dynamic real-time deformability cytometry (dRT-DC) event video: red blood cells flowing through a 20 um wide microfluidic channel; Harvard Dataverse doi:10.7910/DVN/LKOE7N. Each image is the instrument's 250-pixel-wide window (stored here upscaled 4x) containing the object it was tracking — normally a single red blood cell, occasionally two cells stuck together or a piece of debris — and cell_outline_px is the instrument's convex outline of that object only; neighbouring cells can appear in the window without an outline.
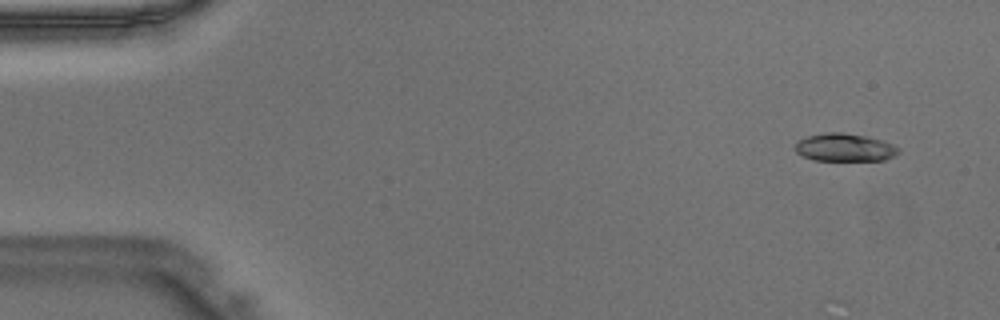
{"species": "Egyptian fruit bat (a non-hibernating species)", "species_latin": "Rousettus aegyptiacus", "temperature_condition": "warm", "stored_images_in_passage": 16, "camera_frame_rate_fps": 3000, "um_per_image_px": 0.085, "animal": {"sex": "male"}, "frame": {"image": 1, "passage_image": 1, "time_ms": 0.0, "image_size_px": [1000, 320], "cell_outline_px": [[900, 152], [884, 160], [816, 160], [804, 156], [796, 152], [796, 140], [808, 136], [824, 132], [840, 132], [864, 136], [880, 140], [892, 144], [900, 148]], "centroid_in_image_um": [71.78, 12.53], "position_along_channel_um": 13.2, "area_um2": 16.59}}
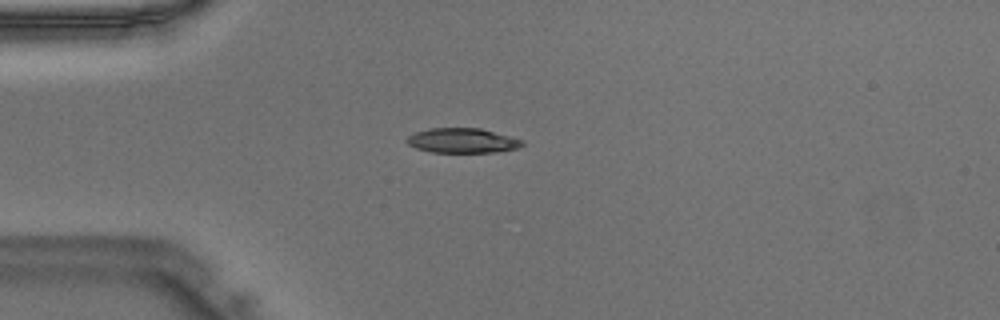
{"frame": {"image": 2, "passage_image": 10, "time_ms": 3.0, "image_size_px": [1000, 320], "cell_outline_px": [[524, 144], [516, 148], [496, 152], [432, 152], [416, 148], [408, 144], [404, 140], [408, 136], [416, 132], [428, 128], [480, 128], [524, 140]], "centroid_in_image_um": [39.28, 11.94], "position_along_channel_um": 45.7, "area_um2": 16.59}}